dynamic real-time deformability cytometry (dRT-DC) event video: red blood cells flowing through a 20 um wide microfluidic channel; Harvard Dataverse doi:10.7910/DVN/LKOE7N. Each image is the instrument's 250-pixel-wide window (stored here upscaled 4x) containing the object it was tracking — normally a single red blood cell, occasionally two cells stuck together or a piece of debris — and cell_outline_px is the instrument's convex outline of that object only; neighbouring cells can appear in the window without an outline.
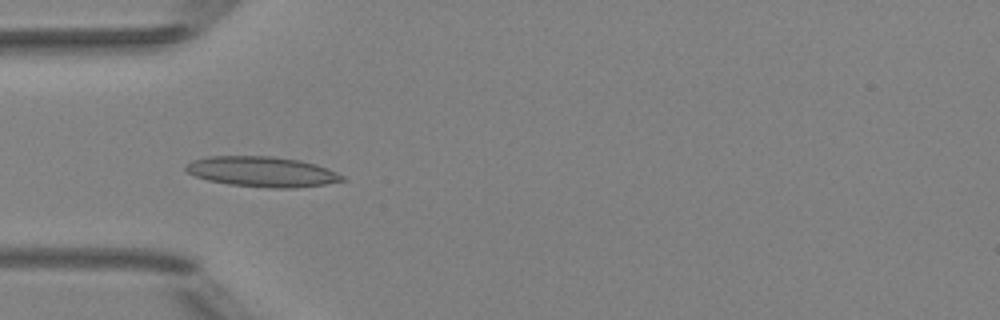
{"species": "Egyptian fruit bat (a non-hibernating species)", "species_latin": "Rousettus aegyptiacus", "temperature_condition": "room temperature", "stored_images_in_passage": 7, "camera_frame_rate_fps": 3000, "um_per_image_px": 0.085, "animal": {"sex": "female"}, "frame": {"image": 1, "passage_image": 5, "time_ms": 4.667, "image_size_px": [1000, 320], "cell_outline_px": [[348, 180], [324, 184], [292, 188], [268, 188], [228, 184], [208, 180], [196, 176], [188, 172], [184, 168], [184, 164], [192, 160], [208, 156], [272, 156], [300, 160], [336, 172], [344, 176]], "centroid_in_image_um": [22.24, 14.59], "position_along_channel_um": 62.8, "area_um2": 27.51}}
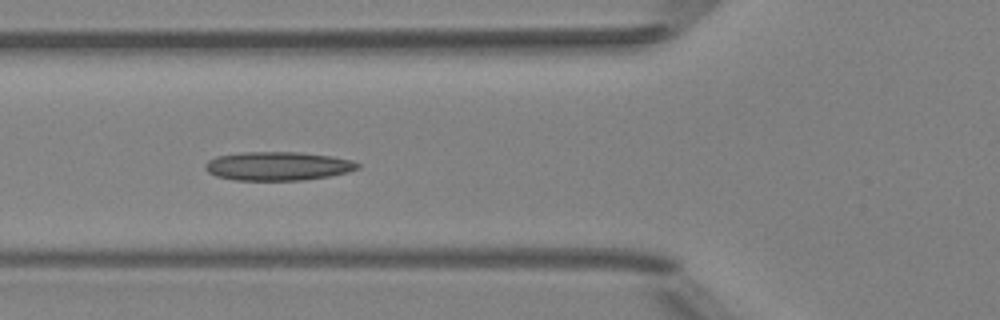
{"frame": {"image": 2, "passage_image": 6, "time_ms": 5.667, "image_size_px": [1000, 320], "cell_outline_px": [[360, 168], [348, 172], [328, 176], [304, 180], [236, 180], [216, 176], [208, 172], [204, 168], [204, 164], [208, 160], [216, 156], [244, 152], [300, 152], [332, 156], [352, 160], [360, 164]], "centroid_in_image_um": [23.62, 14.11], "position_along_channel_um": 102.2, "area_um2": 25.61}}
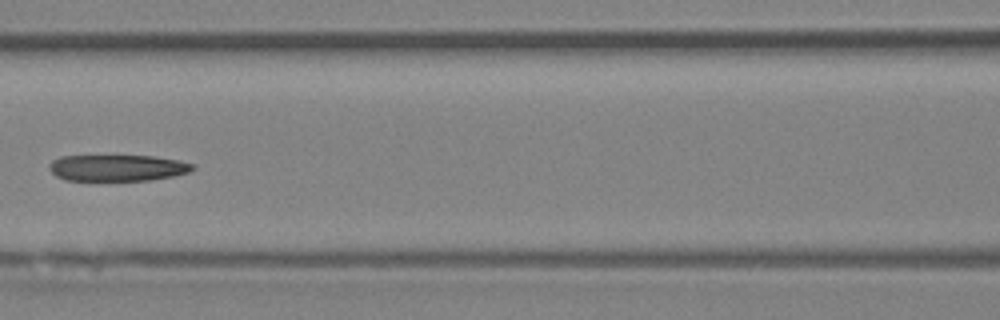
{"frame": {"image": 3, "passage_image": 7, "time_ms": 7.0, "image_size_px": [1000, 320], "cell_outline_px": [[196, 168], [188, 172], [172, 176], [148, 180], [64, 180], [56, 176], [48, 168], [48, 164], [52, 160], [60, 156], [152, 156], [176, 160], [192, 164]], "centroid_in_image_um": [9.92, 14.26], "position_along_channel_um": 156.7, "area_um2": 21.85}}